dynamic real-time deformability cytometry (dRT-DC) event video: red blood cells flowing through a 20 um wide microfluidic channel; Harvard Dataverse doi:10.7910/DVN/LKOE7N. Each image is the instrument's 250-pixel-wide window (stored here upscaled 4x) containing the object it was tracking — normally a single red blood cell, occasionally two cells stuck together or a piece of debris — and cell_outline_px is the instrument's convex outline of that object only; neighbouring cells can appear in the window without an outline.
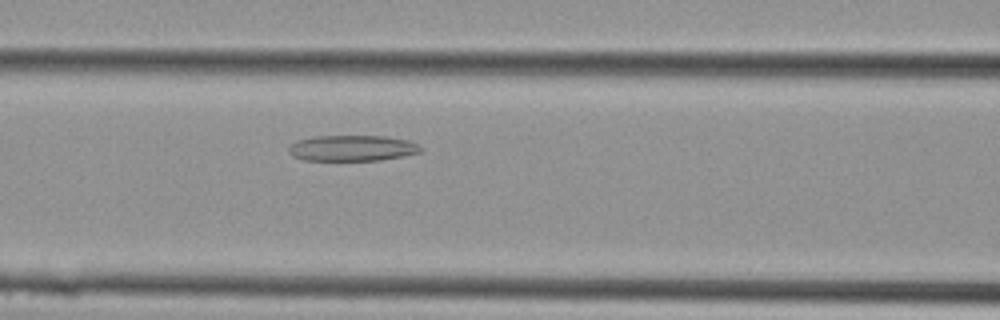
{"species": "Egyptian fruit bat (a non-hibernating species)", "species_latin": "Rousettus aegyptiacus", "temperature_condition": "cold", "stored_images_in_passage": 22, "camera_frame_rate_fps": 3000, "um_per_image_px": 0.085, "animal": {"sex": "female"}, "frame": {"image": 1, "passage_image": 6, "time_ms": 1.667, "image_size_px": [1000, 320], "cell_outline_px": [[424, 148], [420, 152], [404, 156], [380, 160], [304, 160], [292, 156], [288, 152], [288, 148], [296, 140], [316, 136], [384, 136], [408, 140]], "centroid_in_image_um": [29.93, 12.59], "position_along_channel_um": 136.7, "area_um2": 19.88}}
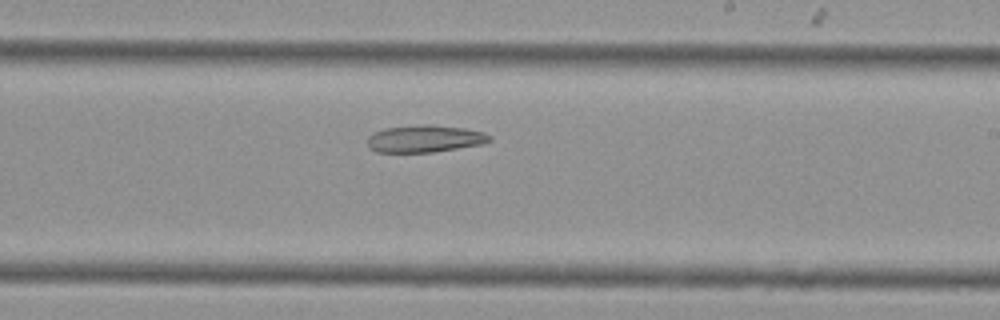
{"frame": {"image": 2, "passage_image": 11, "time_ms": 3.333, "image_size_px": [1000, 320], "cell_outline_px": [[492, 140], [480, 144], [432, 152], [376, 152], [368, 148], [368, 136], [372, 132], [384, 128], [420, 124], [428, 124], [464, 128], [484, 132], [492, 136]], "centroid_in_image_um": [36.06, 11.78], "position_along_channel_um": 252.9, "area_um2": 19.42}}
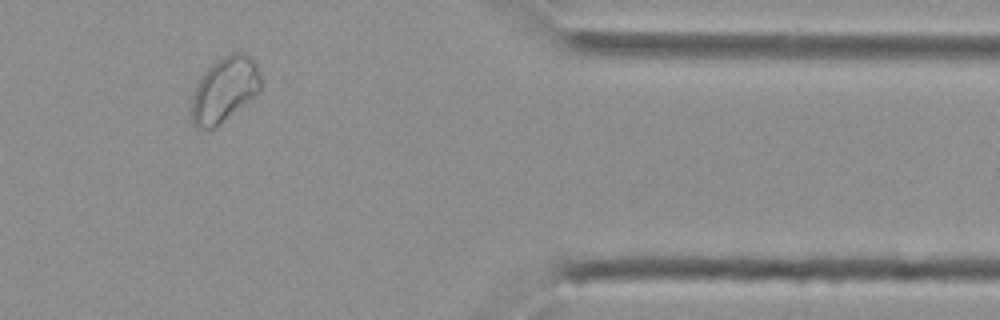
{"frame": {"image": 3, "passage_image": 18, "time_ms": 5.667, "image_size_px": [1000, 320], "cell_outline_px": [[260, 92], [212, 128], [196, 128], [192, 124], [192, 96], [204, 72], [212, 64], [224, 56], [232, 52], [244, 52], [252, 56], [260, 72]], "centroid_in_image_um": [19.11, 7.57], "position_along_channel_um": 392.3, "area_um2": 25.72}}